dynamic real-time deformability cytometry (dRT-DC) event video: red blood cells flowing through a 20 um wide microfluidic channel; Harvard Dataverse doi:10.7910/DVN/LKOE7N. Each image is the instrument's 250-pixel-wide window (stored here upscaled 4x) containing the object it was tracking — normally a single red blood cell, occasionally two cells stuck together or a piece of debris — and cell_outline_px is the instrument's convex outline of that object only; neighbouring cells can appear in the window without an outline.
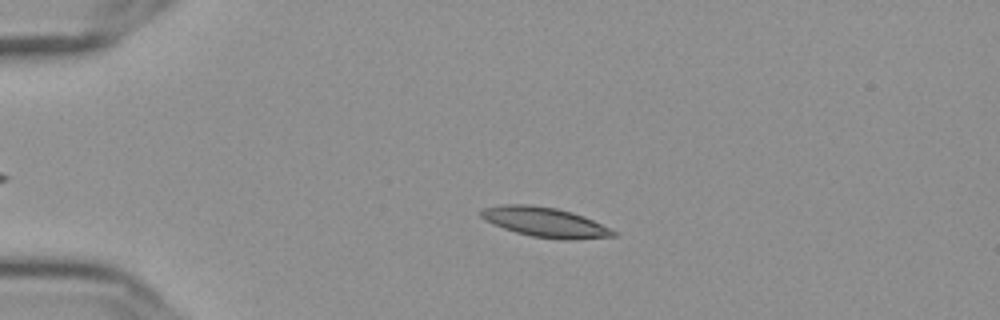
{"species": "Egyptian fruit bat (a non-hibernating species)", "species_latin": "Rousettus aegyptiacus", "temperature_condition": "cold", "stored_images_in_passage": 49, "camera_frame_rate_fps": 3000, "um_per_image_px": 0.085, "frame": {"image": 1, "passage_image": 13, "time_ms": 4.0, "image_size_px": [1000, 320], "cell_outline_px": [[616, 236], [564, 240], [532, 236], [516, 232], [504, 228], [484, 220], [480, 216], [480, 212], [484, 208], [500, 204], [528, 204], [556, 208], [572, 212], [584, 216], [616, 232]], "centroid_in_image_um": [46.28, 18.87], "position_along_channel_um": 38.7, "area_um2": 22.66}}
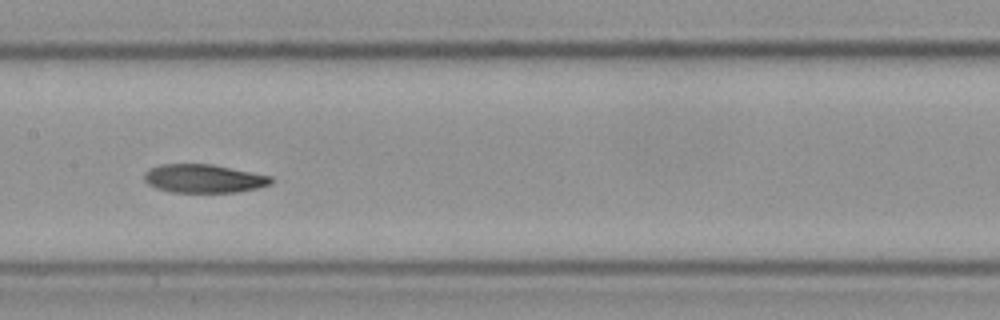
{"frame": {"image": 2, "passage_image": 29, "time_ms": 9.333, "image_size_px": [1000, 320], "cell_outline_px": [[272, 184], [256, 188], [236, 192], [172, 192], [156, 188], [148, 184], [144, 180], [144, 172], [160, 164], [212, 164], [272, 176]], "centroid_in_image_um": [17.31, 15.17], "position_along_channel_um": 190.1, "area_um2": 20.98}}
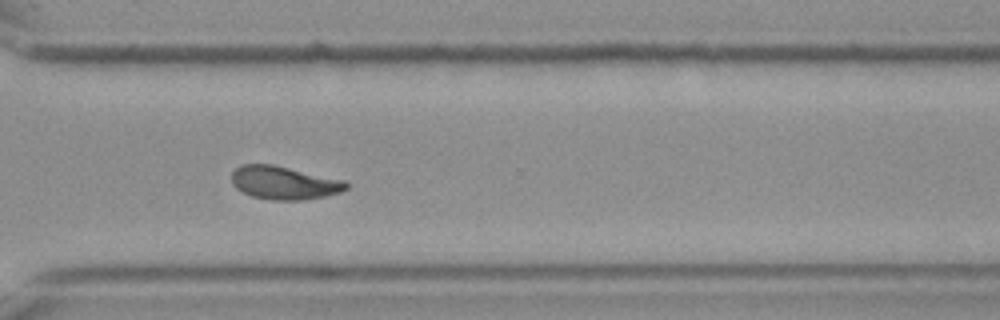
{"frame": {"image": 3, "passage_image": 42, "time_ms": 13.667, "image_size_px": [1000, 320], "cell_outline_px": [[348, 188], [340, 192], [324, 196], [300, 200], [272, 200], [252, 196], [236, 188], [232, 184], [232, 172], [236, 168], [244, 164], [272, 164], [344, 180], [348, 184]], "centroid_in_image_um": [24.14, 15.53], "position_along_channel_um": 346.5, "area_um2": 21.96}, "authors_computed_cell_mechanics": {"area_um2": 21.5016, "velocity_mm_per_s": 3.6166, "shape_relaxation_time_tau1_ms": null, "shape_relaxation_time_tau2_ms": 5.7455, "deformation_change_tau1": null, "deformation_change_tau2": 0.1154}}